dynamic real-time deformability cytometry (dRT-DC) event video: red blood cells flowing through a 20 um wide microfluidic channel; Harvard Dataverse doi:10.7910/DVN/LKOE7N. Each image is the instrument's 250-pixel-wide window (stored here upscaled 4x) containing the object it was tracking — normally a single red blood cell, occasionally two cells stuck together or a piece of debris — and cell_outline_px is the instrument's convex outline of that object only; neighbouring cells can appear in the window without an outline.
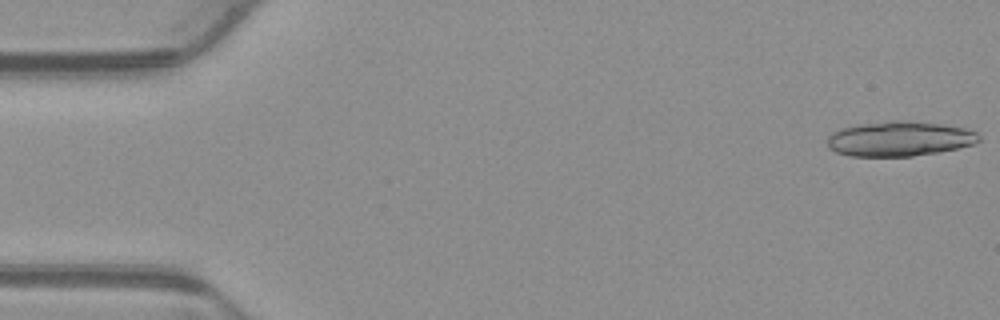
{"species": "common noctule bat (a hibernating species)", "species_latin": "Nyctalus noctula", "temperature_condition": "warm", "stored_images_in_passage": 21, "camera_frame_rate_fps": 3000, "um_per_image_px": 0.085, "animal": {"sex": "male", "body_mass_g": 23.1, "forearm_length_mm": 52.7}, "frame": {"image": 1, "passage_image": 1, "time_ms": 0.0, "image_size_px": [1000, 320], "cell_outline_px": [[980, 140], [976, 144], [936, 152], [912, 156], [852, 156], [836, 152], [828, 148], [828, 136], [832, 132], [840, 128], [856, 124], [888, 120], [904, 120], [940, 124], [968, 128], [976, 132], [980, 136]], "centroid_in_image_um": [76.44, 11.78], "position_along_channel_um": 8.6, "area_um2": 31.04}}